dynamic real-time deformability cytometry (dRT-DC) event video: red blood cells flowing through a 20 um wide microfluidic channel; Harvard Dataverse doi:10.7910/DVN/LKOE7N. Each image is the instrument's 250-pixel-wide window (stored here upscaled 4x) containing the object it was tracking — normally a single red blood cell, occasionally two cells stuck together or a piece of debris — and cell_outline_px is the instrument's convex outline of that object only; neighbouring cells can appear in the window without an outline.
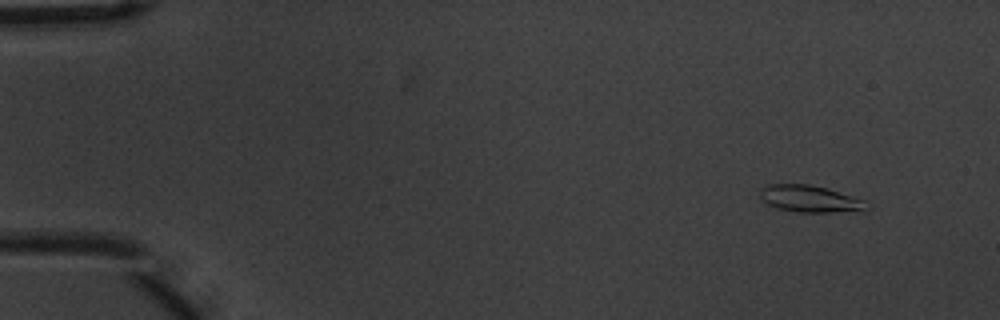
{"species": "common noctule bat (a hibernating species)", "species_latin": "Nyctalus noctula", "temperature_condition": "warm", "stored_images_in_passage": 51, "camera_frame_rate_fps": 3000, "um_per_image_px": 0.085, "animal": {"sex": "male", "body_mass_g": 20.1, "forearm_length_mm": 53.5}, "frame": {"image": 1, "passage_image": 1, "time_ms": 0.0, "image_size_px": [1000, 320], "cell_outline_px": [[872, 208], [864, 212], [796, 212], [776, 208], [768, 204], [760, 196], [760, 188], [768, 184], [808, 184], [828, 188], [864, 200], [872, 204]], "centroid_in_image_um": [68.96, 16.92], "position_along_channel_um": 16.0, "area_um2": 17.17}}
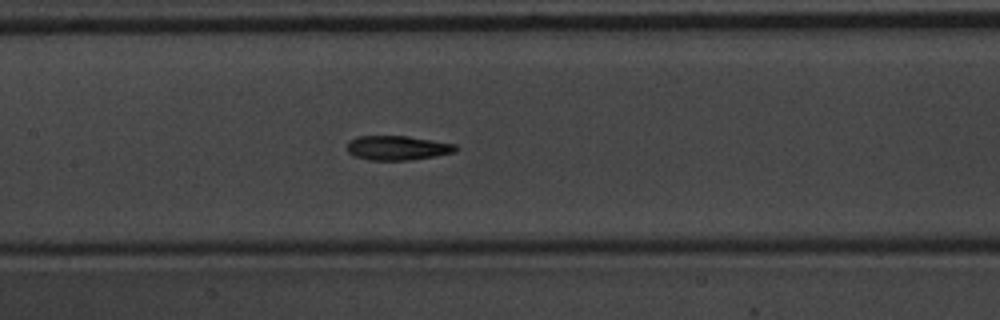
{"frame": {"image": 2, "passage_image": 23, "time_ms": 7.333, "image_size_px": [1000, 320], "cell_outline_px": [[456, 148], [452, 152], [436, 156], [408, 160], [368, 160], [352, 156], [348, 152], [348, 140], [360, 136], [408, 136], [456, 144]], "centroid_in_image_um": [33.73, 12.57], "position_along_channel_um": 173.7, "area_um2": 15.37}}
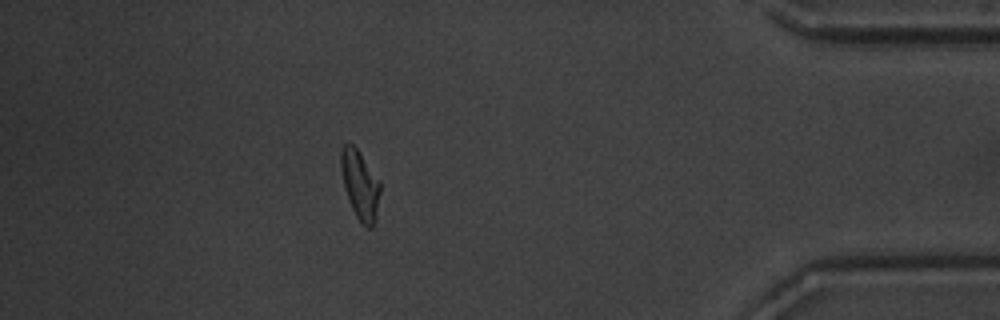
{"frame": {"image": 3, "passage_image": 45, "time_ms": 14.667, "image_size_px": [1000, 320], "cell_outline_px": [[380, 192], [376, 220], [372, 228], [368, 228], [356, 216], [352, 208], [344, 188], [340, 168], [340, 152], [344, 144], [348, 140], [356, 148], [380, 180]], "centroid_in_image_um": [30.6, 15.69], "position_along_channel_um": 404.6, "area_um2": 15.84}, "authors_computed_cell_mechanics": {"area_um2": 15.5482, "velocity_mm_per_s": 3.7127, "shape_relaxation_time_tau1_ms": 3.8292, "shape_relaxation_time_tau2_ms": 3.2804, "deformation_change_tau1": 0.168, "deformation_change_tau2": 0.1181}}